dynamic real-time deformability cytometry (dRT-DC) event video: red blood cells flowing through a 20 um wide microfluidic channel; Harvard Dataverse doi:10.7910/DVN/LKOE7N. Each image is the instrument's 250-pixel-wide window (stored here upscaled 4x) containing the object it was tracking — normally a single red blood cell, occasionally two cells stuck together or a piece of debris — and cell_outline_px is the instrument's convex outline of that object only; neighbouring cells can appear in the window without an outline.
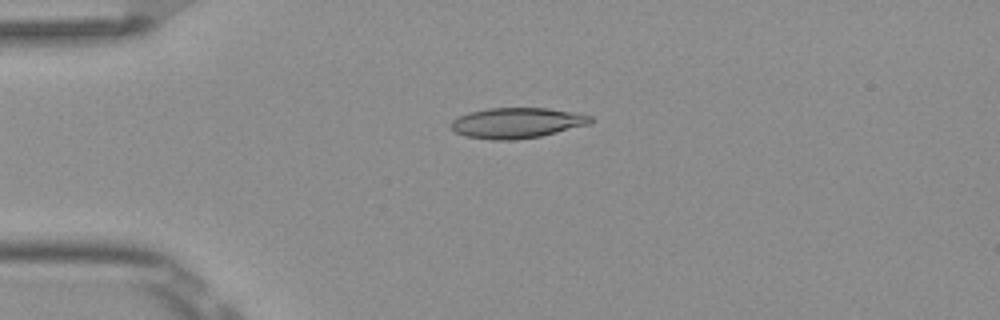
{"species": "Egyptian fruit bat (a non-hibernating species)", "species_latin": "Rousettus aegyptiacus", "temperature_condition": "room temperature", "stored_images_in_passage": 5, "camera_frame_rate_fps": 3000, "um_per_image_px": 0.085, "frame": {"image": 1, "passage_image": 4, "time_ms": 1.0, "image_size_px": [1000, 320], "cell_outline_px": [[592, 120], [588, 124], [540, 136], [516, 140], [492, 140], [464, 136], [456, 132], [448, 124], [452, 120], [468, 112], [488, 108], [548, 108], [592, 116]], "centroid_in_image_um": [43.86, 10.45], "position_along_channel_um": 41.1, "area_um2": 24.62}}